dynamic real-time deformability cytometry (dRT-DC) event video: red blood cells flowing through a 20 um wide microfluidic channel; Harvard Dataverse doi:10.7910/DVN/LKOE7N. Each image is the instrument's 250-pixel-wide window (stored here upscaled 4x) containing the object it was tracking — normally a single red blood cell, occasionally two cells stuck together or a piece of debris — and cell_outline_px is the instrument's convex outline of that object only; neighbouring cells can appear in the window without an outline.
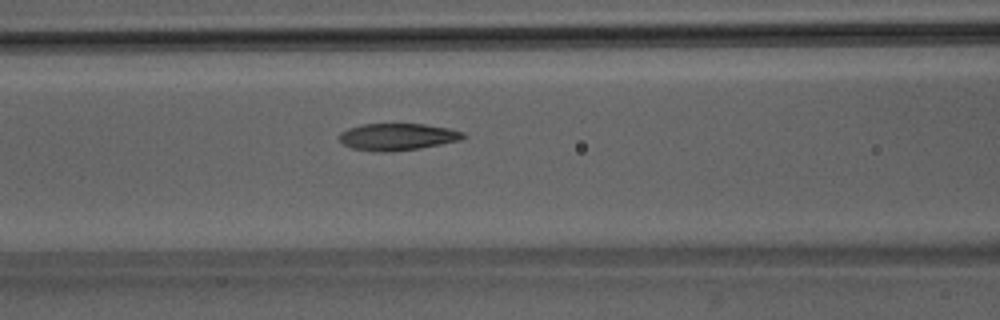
{"species": "Egyptian fruit bat (a non-hibernating species)", "species_latin": "Rousettus aegyptiacus", "temperature_condition": "room temperature", "stored_images_in_passage": 38, "camera_frame_rate_fps": 3000, "um_per_image_px": 0.085, "animal": {"sex": "male"}, "frame": {"image": 1, "passage_image": 15, "time_ms": 4.667, "image_size_px": [1000, 320], "cell_outline_px": [[468, 136], [460, 140], [420, 148], [392, 152], [376, 152], [352, 148], [344, 144], [336, 136], [340, 132], [348, 128], [364, 124], [424, 124], [448, 128], [464, 132]], "centroid_in_image_um": [33.77, 11.63], "position_along_channel_um": 132.8, "area_um2": 19.59}}
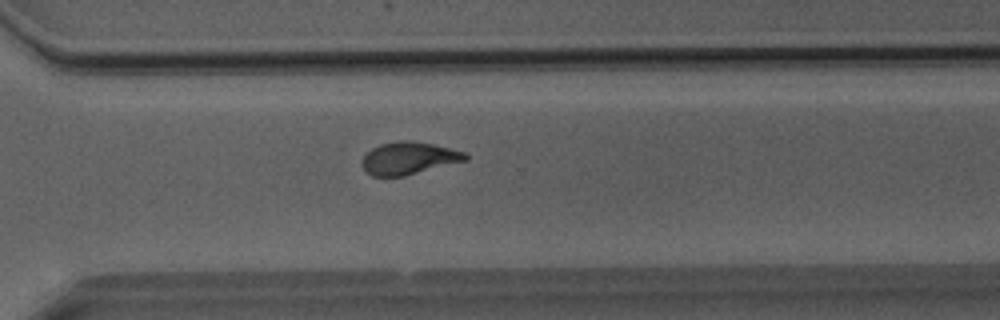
{"frame": {"image": 2, "passage_image": 30, "time_ms": 9.667, "image_size_px": [1000, 320], "cell_outline_px": [[468, 160], [404, 176], [372, 176], [364, 168], [364, 156], [372, 148], [380, 144], [400, 140], [408, 140], [432, 144], [464, 152], [468, 156]], "centroid_in_image_um": [34.77, 13.44], "position_along_channel_um": 335.8, "area_um2": 19.19}}
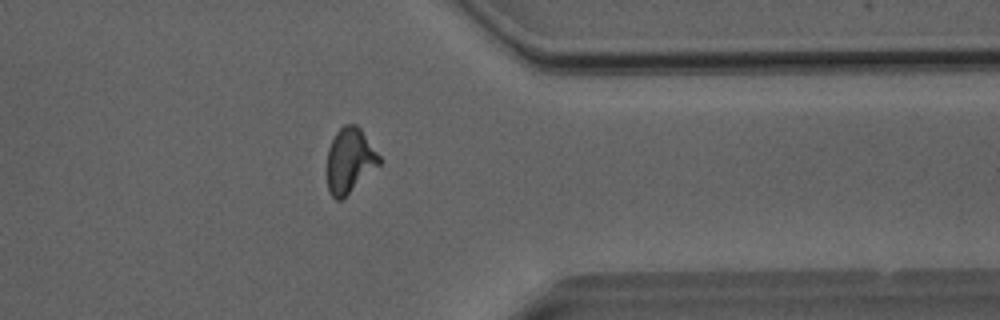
{"frame": {"image": 3, "passage_image": 34, "time_ms": 11.0, "image_size_px": [1000, 320], "cell_outline_px": [[380, 164], [340, 200], [336, 200], [328, 192], [328, 148], [336, 132], [344, 124], [356, 124], [360, 128], [380, 156]], "centroid_in_image_um": [29.72, 13.61], "position_along_channel_um": 381.7, "area_um2": 19.31}, "authors_computed_cell_mechanics": {"area_um2": 19.8832, "velocity_mm_per_s": 4.0765, "shape_relaxation_time_tau1_ms": null, "shape_relaxation_time_tau2_ms": 2.0502, "deformation_change_tau1": null, "deformation_change_tau2": 0.0966}}